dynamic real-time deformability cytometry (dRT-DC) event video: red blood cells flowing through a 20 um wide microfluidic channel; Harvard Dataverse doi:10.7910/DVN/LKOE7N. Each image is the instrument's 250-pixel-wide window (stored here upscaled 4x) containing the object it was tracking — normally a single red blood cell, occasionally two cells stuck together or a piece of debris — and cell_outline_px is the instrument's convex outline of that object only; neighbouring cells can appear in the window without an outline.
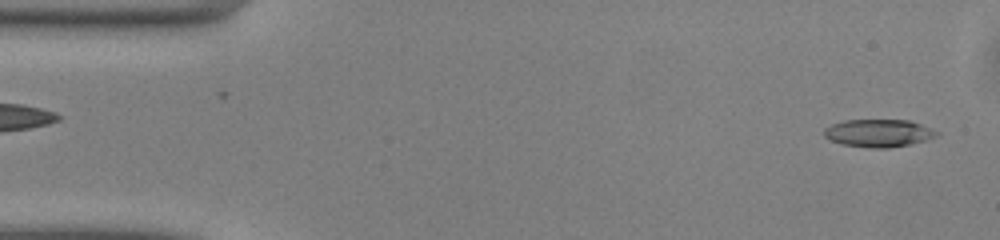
{"species": "common noctule bat (a hibernating species)", "species_latin": "Nyctalus noctula", "temperature_condition": "warm", "stored_images_in_passage": 49, "camera_frame_rate_fps": 3000, "um_per_image_px": 0.085, "animal": {"sex": "male", "body_mass_g": 13.0, "forearm_length_mm": 53.1}, "frame": {"image": 1, "passage_image": 2, "time_ms": 0.333, "image_size_px": [1000, 240], "cell_outline_px": [[940, 132], [936, 136], [924, 140], [908, 144], [888, 148], [868, 148], [844, 144], [832, 140], [824, 136], [824, 128], [832, 124], [844, 120], [908, 120], [920, 124]], "centroid_in_image_um": [74.66, 11.31], "position_along_channel_um": 10.3, "area_um2": 17.92}}
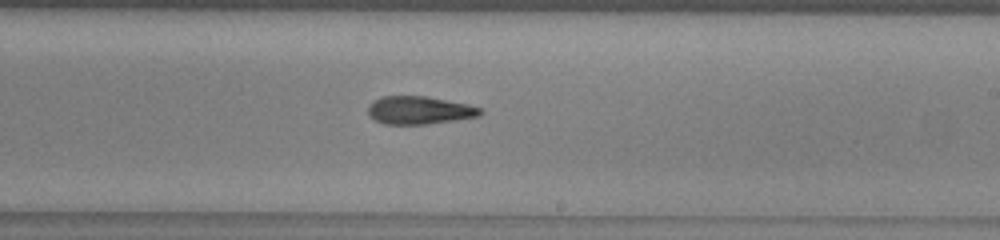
{"frame": {"image": 2, "passage_image": 28, "time_ms": 9.0, "image_size_px": [1000, 240], "cell_outline_px": [[484, 112], [480, 116], [456, 120], [428, 124], [384, 124], [368, 116], [368, 104], [372, 100], [384, 96], [428, 96], [468, 104], [480, 108]], "centroid_in_image_um": [35.64, 9.37], "position_along_channel_um": 253.4, "area_um2": 18.5}}
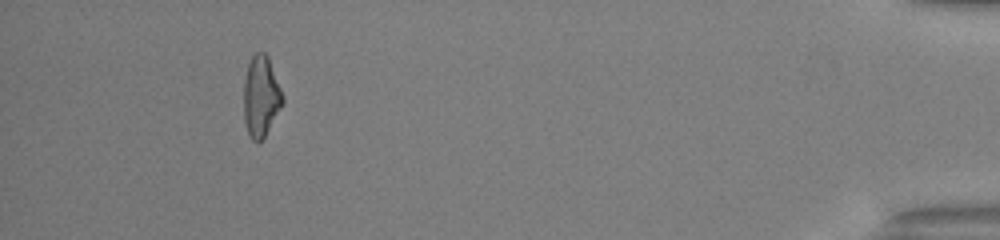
{"frame": {"image": 3, "passage_image": 45, "time_ms": 14.667, "image_size_px": [1000, 240], "cell_outline_px": [[284, 100], [280, 108], [264, 136], [256, 144], [252, 140], [248, 132], [244, 120], [244, 80], [248, 64], [252, 56], [256, 52], [264, 52], [268, 56], [284, 96]], "centroid_in_image_um": [22.17, 8.17], "position_along_channel_um": 413.0, "area_um2": 18.15}, "authors_computed_cell_mechanics": {"area_um2": 18.4382, "velocity_mm_per_s": 4.1189, "shape_relaxation_time_tau1_ms": 8.6553, "shape_relaxation_time_tau2_ms": 4.2123, "deformation_change_tau1": 0.2326, "deformation_change_tau2": 0.1547}}